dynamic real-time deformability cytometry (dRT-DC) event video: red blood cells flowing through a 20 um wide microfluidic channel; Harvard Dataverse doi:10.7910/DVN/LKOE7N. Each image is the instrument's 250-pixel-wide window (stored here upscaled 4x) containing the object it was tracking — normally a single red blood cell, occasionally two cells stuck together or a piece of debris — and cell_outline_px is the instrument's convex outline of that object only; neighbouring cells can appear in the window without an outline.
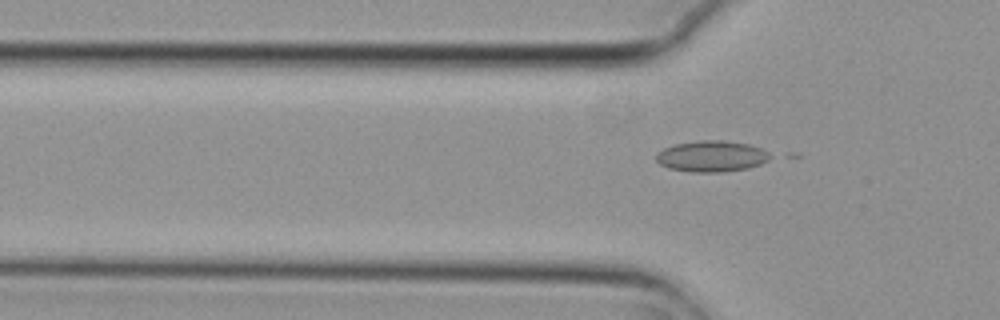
{"species": "common noctule bat (a hibernating species)", "species_latin": "Nyctalus noctula", "temperature_condition": "cold", "stored_images_in_passage": 3, "camera_frame_rate_fps": 3000, "um_per_image_px": 0.085, "animal": {"sex": "female", "body_mass_g": 29.2, "forearm_length_mm": 56.3}, "frame": {"image": 1, "passage_image": 3, "time_ms": 0.667, "image_size_px": [1000, 320], "cell_outline_px": [[776, 156], [760, 164], [748, 168], [720, 172], [692, 172], [668, 168], [660, 164], [656, 160], [656, 152], [664, 148], [676, 144], [704, 140], [720, 140], [748, 144], [760, 148]], "centroid_in_image_um": [60.5, 13.29], "position_along_channel_um": 65.3, "area_um2": 20.63}}